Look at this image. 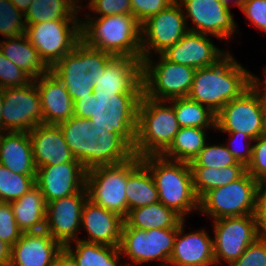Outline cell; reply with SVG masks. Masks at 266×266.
<instances>
[{"label":"cell","mask_w":266,"mask_h":266,"mask_svg":"<svg viewBox=\"0 0 266 266\" xmlns=\"http://www.w3.org/2000/svg\"><path fill=\"white\" fill-rule=\"evenodd\" d=\"M4 98V88L0 87V131H2V104Z\"/></svg>","instance_id":"55"},{"label":"cell","mask_w":266,"mask_h":266,"mask_svg":"<svg viewBox=\"0 0 266 266\" xmlns=\"http://www.w3.org/2000/svg\"><path fill=\"white\" fill-rule=\"evenodd\" d=\"M81 20V40L113 56L141 60V24L132 14L90 17Z\"/></svg>","instance_id":"3"},{"label":"cell","mask_w":266,"mask_h":266,"mask_svg":"<svg viewBox=\"0 0 266 266\" xmlns=\"http://www.w3.org/2000/svg\"><path fill=\"white\" fill-rule=\"evenodd\" d=\"M178 228L143 230L129 227L125 222L122 226L120 251L131 259L127 266L160 261L159 266H168L172 254ZM133 264V265H132Z\"/></svg>","instance_id":"11"},{"label":"cell","mask_w":266,"mask_h":266,"mask_svg":"<svg viewBox=\"0 0 266 266\" xmlns=\"http://www.w3.org/2000/svg\"><path fill=\"white\" fill-rule=\"evenodd\" d=\"M26 36L51 68L81 40V20H52L26 24Z\"/></svg>","instance_id":"10"},{"label":"cell","mask_w":266,"mask_h":266,"mask_svg":"<svg viewBox=\"0 0 266 266\" xmlns=\"http://www.w3.org/2000/svg\"><path fill=\"white\" fill-rule=\"evenodd\" d=\"M141 164V158L134 155L120 164L96 166L87 170L85 188L88 199L125 218L128 214L127 180Z\"/></svg>","instance_id":"7"},{"label":"cell","mask_w":266,"mask_h":266,"mask_svg":"<svg viewBox=\"0 0 266 266\" xmlns=\"http://www.w3.org/2000/svg\"><path fill=\"white\" fill-rule=\"evenodd\" d=\"M24 14L10 0H0V35L16 38L26 32Z\"/></svg>","instance_id":"40"},{"label":"cell","mask_w":266,"mask_h":266,"mask_svg":"<svg viewBox=\"0 0 266 266\" xmlns=\"http://www.w3.org/2000/svg\"><path fill=\"white\" fill-rule=\"evenodd\" d=\"M227 134H230L228 141L225 146L229 150V152L233 155V157L236 159L237 162L244 164L246 167L251 162L252 159V151H253V144H251V141L253 142L254 139H252L250 136H248L245 133H239V132H225ZM241 144L244 143L243 149L241 150V147L238 146L240 143H237L238 141ZM247 140V141H246ZM236 144V146H235ZM240 147V148H239ZM244 150V151H243Z\"/></svg>","instance_id":"44"},{"label":"cell","mask_w":266,"mask_h":266,"mask_svg":"<svg viewBox=\"0 0 266 266\" xmlns=\"http://www.w3.org/2000/svg\"><path fill=\"white\" fill-rule=\"evenodd\" d=\"M33 80L28 73L7 59L0 51V87H23Z\"/></svg>","instance_id":"41"},{"label":"cell","mask_w":266,"mask_h":266,"mask_svg":"<svg viewBox=\"0 0 266 266\" xmlns=\"http://www.w3.org/2000/svg\"><path fill=\"white\" fill-rule=\"evenodd\" d=\"M156 56V63L152 57L142 60L143 94L161 101L188 97L196 69Z\"/></svg>","instance_id":"8"},{"label":"cell","mask_w":266,"mask_h":266,"mask_svg":"<svg viewBox=\"0 0 266 266\" xmlns=\"http://www.w3.org/2000/svg\"><path fill=\"white\" fill-rule=\"evenodd\" d=\"M124 218L119 214L96 205L89 199L82 209L81 228L88 238L80 239L90 243L120 246Z\"/></svg>","instance_id":"23"},{"label":"cell","mask_w":266,"mask_h":266,"mask_svg":"<svg viewBox=\"0 0 266 266\" xmlns=\"http://www.w3.org/2000/svg\"><path fill=\"white\" fill-rule=\"evenodd\" d=\"M176 0H130L132 15L142 24L149 17L168 8Z\"/></svg>","instance_id":"46"},{"label":"cell","mask_w":266,"mask_h":266,"mask_svg":"<svg viewBox=\"0 0 266 266\" xmlns=\"http://www.w3.org/2000/svg\"><path fill=\"white\" fill-rule=\"evenodd\" d=\"M0 51L16 66L28 73L33 79L50 71L33 47L26 34L16 38L0 40Z\"/></svg>","instance_id":"29"},{"label":"cell","mask_w":266,"mask_h":266,"mask_svg":"<svg viewBox=\"0 0 266 266\" xmlns=\"http://www.w3.org/2000/svg\"><path fill=\"white\" fill-rule=\"evenodd\" d=\"M263 75L264 81L261 82V80L257 76H254L250 72L249 88H251V90L257 95L263 107H266V66L263 68Z\"/></svg>","instance_id":"50"},{"label":"cell","mask_w":266,"mask_h":266,"mask_svg":"<svg viewBox=\"0 0 266 266\" xmlns=\"http://www.w3.org/2000/svg\"><path fill=\"white\" fill-rule=\"evenodd\" d=\"M93 13L102 17L118 14H132L130 0H96L91 6L88 7Z\"/></svg>","instance_id":"47"},{"label":"cell","mask_w":266,"mask_h":266,"mask_svg":"<svg viewBox=\"0 0 266 266\" xmlns=\"http://www.w3.org/2000/svg\"><path fill=\"white\" fill-rule=\"evenodd\" d=\"M264 112H265V129H264V134L266 135V107H264Z\"/></svg>","instance_id":"57"},{"label":"cell","mask_w":266,"mask_h":266,"mask_svg":"<svg viewBox=\"0 0 266 266\" xmlns=\"http://www.w3.org/2000/svg\"><path fill=\"white\" fill-rule=\"evenodd\" d=\"M230 266H266V237H259Z\"/></svg>","instance_id":"45"},{"label":"cell","mask_w":266,"mask_h":266,"mask_svg":"<svg viewBox=\"0 0 266 266\" xmlns=\"http://www.w3.org/2000/svg\"><path fill=\"white\" fill-rule=\"evenodd\" d=\"M22 233L18 228L10 203L0 202V239L12 247Z\"/></svg>","instance_id":"42"},{"label":"cell","mask_w":266,"mask_h":266,"mask_svg":"<svg viewBox=\"0 0 266 266\" xmlns=\"http://www.w3.org/2000/svg\"><path fill=\"white\" fill-rule=\"evenodd\" d=\"M14 6H16L23 14L26 13L28 7L33 0H10Z\"/></svg>","instance_id":"53"},{"label":"cell","mask_w":266,"mask_h":266,"mask_svg":"<svg viewBox=\"0 0 266 266\" xmlns=\"http://www.w3.org/2000/svg\"><path fill=\"white\" fill-rule=\"evenodd\" d=\"M2 108V132H29L43 123L34 80L23 87L4 88Z\"/></svg>","instance_id":"14"},{"label":"cell","mask_w":266,"mask_h":266,"mask_svg":"<svg viewBox=\"0 0 266 266\" xmlns=\"http://www.w3.org/2000/svg\"><path fill=\"white\" fill-rule=\"evenodd\" d=\"M250 71L230 51L216 64L196 69L188 98L217 114L229 101L249 89Z\"/></svg>","instance_id":"2"},{"label":"cell","mask_w":266,"mask_h":266,"mask_svg":"<svg viewBox=\"0 0 266 266\" xmlns=\"http://www.w3.org/2000/svg\"><path fill=\"white\" fill-rule=\"evenodd\" d=\"M28 133L37 168L67 162H79L71 154L58 125L42 123Z\"/></svg>","instance_id":"25"},{"label":"cell","mask_w":266,"mask_h":266,"mask_svg":"<svg viewBox=\"0 0 266 266\" xmlns=\"http://www.w3.org/2000/svg\"><path fill=\"white\" fill-rule=\"evenodd\" d=\"M0 164L17 174L36 175L37 167L28 132H2Z\"/></svg>","instance_id":"27"},{"label":"cell","mask_w":266,"mask_h":266,"mask_svg":"<svg viewBox=\"0 0 266 266\" xmlns=\"http://www.w3.org/2000/svg\"><path fill=\"white\" fill-rule=\"evenodd\" d=\"M185 222L179 224L168 266H213V238L203 229L185 233Z\"/></svg>","instance_id":"21"},{"label":"cell","mask_w":266,"mask_h":266,"mask_svg":"<svg viewBox=\"0 0 266 266\" xmlns=\"http://www.w3.org/2000/svg\"><path fill=\"white\" fill-rule=\"evenodd\" d=\"M108 93H143L142 61L139 58L113 56L94 91Z\"/></svg>","instance_id":"22"},{"label":"cell","mask_w":266,"mask_h":266,"mask_svg":"<svg viewBox=\"0 0 266 266\" xmlns=\"http://www.w3.org/2000/svg\"><path fill=\"white\" fill-rule=\"evenodd\" d=\"M183 9L186 21L191 19L194 26L189 31L197 32L221 40L234 36L237 24L231 9L220 0H176ZM189 18V19H188Z\"/></svg>","instance_id":"16"},{"label":"cell","mask_w":266,"mask_h":266,"mask_svg":"<svg viewBox=\"0 0 266 266\" xmlns=\"http://www.w3.org/2000/svg\"><path fill=\"white\" fill-rule=\"evenodd\" d=\"M213 229L215 265L223 260L230 266L260 237L254 215L216 219Z\"/></svg>","instance_id":"13"},{"label":"cell","mask_w":266,"mask_h":266,"mask_svg":"<svg viewBox=\"0 0 266 266\" xmlns=\"http://www.w3.org/2000/svg\"><path fill=\"white\" fill-rule=\"evenodd\" d=\"M73 157L86 169L87 130L92 127L87 118L73 116L58 124Z\"/></svg>","instance_id":"37"},{"label":"cell","mask_w":266,"mask_h":266,"mask_svg":"<svg viewBox=\"0 0 266 266\" xmlns=\"http://www.w3.org/2000/svg\"><path fill=\"white\" fill-rule=\"evenodd\" d=\"M180 127L216 129V114L188 97L169 100Z\"/></svg>","instance_id":"36"},{"label":"cell","mask_w":266,"mask_h":266,"mask_svg":"<svg viewBox=\"0 0 266 266\" xmlns=\"http://www.w3.org/2000/svg\"><path fill=\"white\" fill-rule=\"evenodd\" d=\"M87 170L80 162H67L37 168L35 183L46 204L78 193L85 187Z\"/></svg>","instance_id":"18"},{"label":"cell","mask_w":266,"mask_h":266,"mask_svg":"<svg viewBox=\"0 0 266 266\" xmlns=\"http://www.w3.org/2000/svg\"><path fill=\"white\" fill-rule=\"evenodd\" d=\"M180 128L171 103L151 99L142 93L137 108L134 155L140 158L162 155Z\"/></svg>","instance_id":"5"},{"label":"cell","mask_w":266,"mask_h":266,"mask_svg":"<svg viewBox=\"0 0 266 266\" xmlns=\"http://www.w3.org/2000/svg\"><path fill=\"white\" fill-rule=\"evenodd\" d=\"M36 175L17 174L0 164V202L18 200L36 183Z\"/></svg>","instance_id":"38"},{"label":"cell","mask_w":266,"mask_h":266,"mask_svg":"<svg viewBox=\"0 0 266 266\" xmlns=\"http://www.w3.org/2000/svg\"><path fill=\"white\" fill-rule=\"evenodd\" d=\"M11 246L0 239V266H10Z\"/></svg>","instance_id":"52"},{"label":"cell","mask_w":266,"mask_h":266,"mask_svg":"<svg viewBox=\"0 0 266 266\" xmlns=\"http://www.w3.org/2000/svg\"><path fill=\"white\" fill-rule=\"evenodd\" d=\"M254 217L260 236L266 237V182L258 183Z\"/></svg>","instance_id":"49"},{"label":"cell","mask_w":266,"mask_h":266,"mask_svg":"<svg viewBox=\"0 0 266 266\" xmlns=\"http://www.w3.org/2000/svg\"><path fill=\"white\" fill-rule=\"evenodd\" d=\"M227 53L214 45L208 35L188 31L161 55L168 61L199 69L216 64Z\"/></svg>","instance_id":"19"},{"label":"cell","mask_w":266,"mask_h":266,"mask_svg":"<svg viewBox=\"0 0 266 266\" xmlns=\"http://www.w3.org/2000/svg\"><path fill=\"white\" fill-rule=\"evenodd\" d=\"M34 81L40 96L43 124L58 125L74 116V101L51 71Z\"/></svg>","instance_id":"26"},{"label":"cell","mask_w":266,"mask_h":266,"mask_svg":"<svg viewBox=\"0 0 266 266\" xmlns=\"http://www.w3.org/2000/svg\"><path fill=\"white\" fill-rule=\"evenodd\" d=\"M241 11L256 29L266 32V0H248Z\"/></svg>","instance_id":"48"},{"label":"cell","mask_w":266,"mask_h":266,"mask_svg":"<svg viewBox=\"0 0 266 266\" xmlns=\"http://www.w3.org/2000/svg\"><path fill=\"white\" fill-rule=\"evenodd\" d=\"M113 55L87 45L80 40L74 49L67 53L50 71L67 89L75 101L79 97L90 96L97 81L105 72Z\"/></svg>","instance_id":"6"},{"label":"cell","mask_w":266,"mask_h":266,"mask_svg":"<svg viewBox=\"0 0 266 266\" xmlns=\"http://www.w3.org/2000/svg\"><path fill=\"white\" fill-rule=\"evenodd\" d=\"M10 205L18 228L23 233L45 231L46 202L36 184Z\"/></svg>","instance_id":"28"},{"label":"cell","mask_w":266,"mask_h":266,"mask_svg":"<svg viewBox=\"0 0 266 266\" xmlns=\"http://www.w3.org/2000/svg\"><path fill=\"white\" fill-rule=\"evenodd\" d=\"M183 8L175 1L168 8L141 24V61L161 54L179 41L188 31ZM154 52H153V51Z\"/></svg>","instance_id":"12"},{"label":"cell","mask_w":266,"mask_h":266,"mask_svg":"<svg viewBox=\"0 0 266 266\" xmlns=\"http://www.w3.org/2000/svg\"><path fill=\"white\" fill-rule=\"evenodd\" d=\"M193 175V188L200 199L206 192L241 178L246 172L245 165H231L220 169L209 167H191Z\"/></svg>","instance_id":"33"},{"label":"cell","mask_w":266,"mask_h":266,"mask_svg":"<svg viewBox=\"0 0 266 266\" xmlns=\"http://www.w3.org/2000/svg\"><path fill=\"white\" fill-rule=\"evenodd\" d=\"M88 199L86 188L46 204L45 231L62 247L79 239L82 209Z\"/></svg>","instance_id":"17"},{"label":"cell","mask_w":266,"mask_h":266,"mask_svg":"<svg viewBox=\"0 0 266 266\" xmlns=\"http://www.w3.org/2000/svg\"><path fill=\"white\" fill-rule=\"evenodd\" d=\"M128 212L132 209L159 202L158 190L149 169L142 163L126 184Z\"/></svg>","instance_id":"34"},{"label":"cell","mask_w":266,"mask_h":266,"mask_svg":"<svg viewBox=\"0 0 266 266\" xmlns=\"http://www.w3.org/2000/svg\"><path fill=\"white\" fill-rule=\"evenodd\" d=\"M133 156V147L119 133L100 127L87 130L86 170L96 166L120 164Z\"/></svg>","instance_id":"20"},{"label":"cell","mask_w":266,"mask_h":266,"mask_svg":"<svg viewBox=\"0 0 266 266\" xmlns=\"http://www.w3.org/2000/svg\"><path fill=\"white\" fill-rule=\"evenodd\" d=\"M72 0H33L24 14L26 24L52 20H81Z\"/></svg>","instance_id":"35"},{"label":"cell","mask_w":266,"mask_h":266,"mask_svg":"<svg viewBox=\"0 0 266 266\" xmlns=\"http://www.w3.org/2000/svg\"><path fill=\"white\" fill-rule=\"evenodd\" d=\"M95 1H96V0H90V1H89V4H88L85 8L91 6ZM72 2H73V5H74V8H75V11H76L77 13H79V12H80V9L82 8L81 5H80V3H79L80 0H72Z\"/></svg>","instance_id":"56"},{"label":"cell","mask_w":266,"mask_h":266,"mask_svg":"<svg viewBox=\"0 0 266 266\" xmlns=\"http://www.w3.org/2000/svg\"><path fill=\"white\" fill-rule=\"evenodd\" d=\"M264 129V107L251 88L226 103L216 114L217 131L241 132L255 140L264 134Z\"/></svg>","instance_id":"15"},{"label":"cell","mask_w":266,"mask_h":266,"mask_svg":"<svg viewBox=\"0 0 266 266\" xmlns=\"http://www.w3.org/2000/svg\"><path fill=\"white\" fill-rule=\"evenodd\" d=\"M258 181L248 172L226 186L206 192L199 199V212L216 219L254 215Z\"/></svg>","instance_id":"9"},{"label":"cell","mask_w":266,"mask_h":266,"mask_svg":"<svg viewBox=\"0 0 266 266\" xmlns=\"http://www.w3.org/2000/svg\"><path fill=\"white\" fill-rule=\"evenodd\" d=\"M253 142L252 159L247 165V172L258 182H266V135H261Z\"/></svg>","instance_id":"43"},{"label":"cell","mask_w":266,"mask_h":266,"mask_svg":"<svg viewBox=\"0 0 266 266\" xmlns=\"http://www.w3.org/2000/svg\"><path fill=\"white\" fill-rule=\"evenodd\" d=\"M155 181L159 202L172 209L183 220L191 211L199 210V199L193 188L189 163L169 160L162 155L141 158Z\"/></svg>","instance_id":"4"},{"label":"cell","mask_w":266,"mask_h":266,"mask_svg":"<svg viewBox=\"0 0 266 266\" xmlns=\"http://www.w3.org/2000/svg\"><path fill=\"white\" fill-rule=\"evenodd\" d=\"M231 165H244L236 161L225 144H211L207 142L198 156L190 163L191 167H209L220 169Z\"/></svg>","instance_id":"39"},{"label":"cell","mask_w":266,"mask_h":266,"mask_svg":"<svg viewBox=\"0 0 266 266\" xmlns=\"http://www.w3.org/2000/svg\"><path fill=\"white\" fill-rule=\"evenodd\" d=\"M222 2L223 5H225L226 7H228L230 9V2L229 0H220ZM248 0H232L233 4L238 6L240 9L242 8V6L247 2Z\"/></svg>","instance_id":"54"},{"label":"cell","mask_w":266,"mask_h":266,"mask_svg":"<svg viewBox=\"0 0 266 266\" xmlns=\"http://www.w3.org/2000/svg\"><path fill=\"white\" fill-rule=\"evenodd\" d=\"M142 93L93 91L74 101V115L87 118L92 127L119 133L132 147L137 130V108Z\"/></svg>","instance_id":"1"},{"label":"cell","mask_w":266,"mask_h":266,"mask_svg":"<svg viewBox=\"0 0 266 266\" xmlns=\"http://www.w3.org/2000/svg\"><path fill=\"white\" fill-rule=\"evenodd\" d=\"M62 249L46 231L22 233L11 247L10 266H52Z\"/></svg>","instance_id":"24"},{"label":"cell","mask_w":266,"mask_h":266,"mask_svg":"<svg viewBox=\"0 0 266 266\" xmlns=\"http://www.w3.org/2000/svg\"><path fill=\"white\" fill-rule=\"evenodd\" d=\"M72 244L65 245L63 248L73 257L78 266H118L121 261L119 246H108L90 243L78 239ZM74 249V250H73Z\"/></svg>","instance_id":"31"},{"label":"cell","mask_w":266,"mask_h":266,"mask_svg":"<svg viewBox=\"0 0 266 266\" xmlns=\"http://www.w3.org/2000/svg\"><path fill=\"white\" fill-rule=\"evenodd\" d=\"M183 219L161 202L138 207L128 212L124 222L143 230L178 228Z\"/></svg>","instance_id":"30"},{"label":"cell","mask_w":266,"mask_h":266,"mask_svg":"<svg viewBox=\"0 0 266 266\" xmlns=\"http://www.w3.org/2000/svg\"><path fill=\"white\" fill-rule=\"evenodd\" d=\"M207 128L181 127L169 148L162 154L164 158L191 163L205 147Z\"/></svg>","instance_id":"32"},{"label":"cell","mask_w":266,"mask_h":266,"mask_svg":"<svg viewBox=\"0 0 266 266\" xmlns=\"http://www.w3.org/2000/svg\"><path fill=\"white\" fill-rule=\"evenodd\" d=\"M52 266H78L73 257L63 248L55 257Z\"/></svg>","instance_id":"51"}]
</instances>
